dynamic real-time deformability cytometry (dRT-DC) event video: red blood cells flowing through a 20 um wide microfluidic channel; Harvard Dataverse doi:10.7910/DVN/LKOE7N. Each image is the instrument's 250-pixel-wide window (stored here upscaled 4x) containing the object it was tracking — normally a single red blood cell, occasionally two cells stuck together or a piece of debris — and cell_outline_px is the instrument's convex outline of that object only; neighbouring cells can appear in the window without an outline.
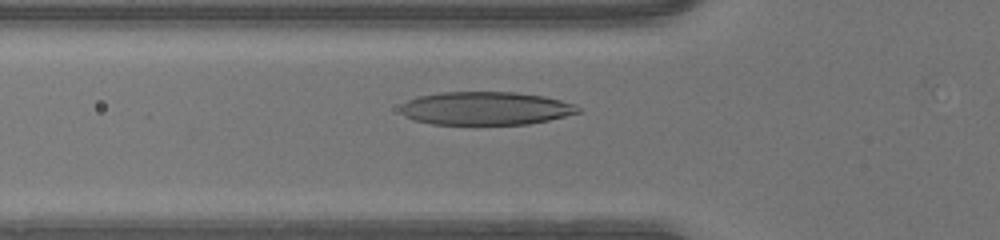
{"species": "human", "species_latin": "Homo sapiens", "temperature_condition": "warm", "stored_images_in_passage": 16, "camera_frame_rate_fps": 3000, "um_per_image_px": 0.085, "donor": {"sex": "male"}, "frame": {"image": 1, "passage_image": 9, "time_ms": 2.667, "image_size_px": [1000, 240], "cell_outline_px": [[580, 112], [548, 120], [528, 124], [432, 124], [412, 120], [404, 116], [400, 112], [400, 108], [408, 100], [420, 96], [440, 92], [516, 92], [544, 96], [576, 104], [580, 108]], "centroid_in_image_um": [41.27, 9.21], "position_along_channel_um": 84.5, "area_um2": 34.39}}
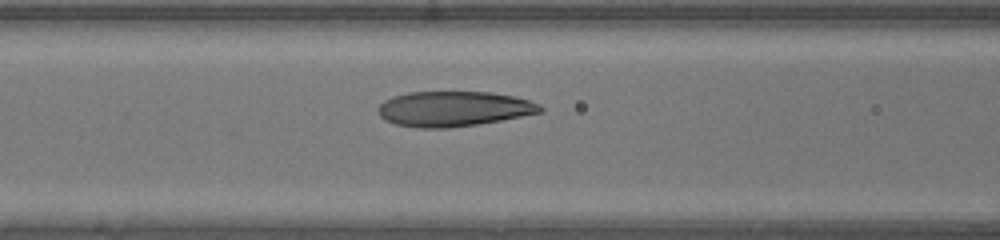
{"frame": {"image": 2, "passage_image": 12, "time_ms": 3.667, "image_size_px": [1000, 240], "cell_outline_px": [[544, 112], [500, 120], [476, 124], [448, 128], [416, 128], [396, 124], [384, 120], [376, 112], [376, 108], [384, 100], [392, 96], [408, 92], [492, 92], [512, 96], [528, 100], [540, 104], [544, 108]], "centroid_in_image_um": [38.52, 9.25], "position_along_channel_um": 128.1, "area_um2": 33.41}}
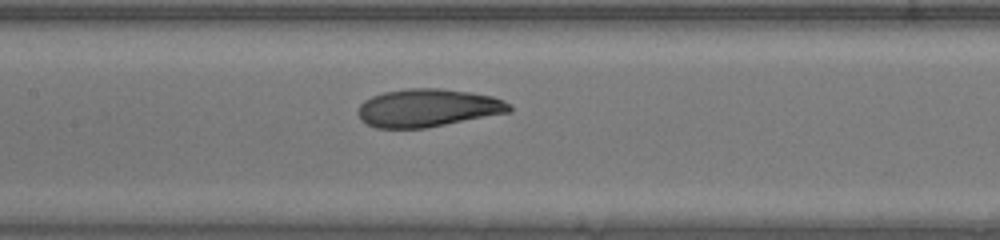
{"frame": {"image": 3, "passage_image": 15, "time_ms": 4.667, "image_size_px": [1000, 240], "cell_outline_px": [[512, 112], [424, 128], [376, 128], [360, 120], [356, 112], [360, 104], [364, 100], [372, 96], [384, 92], [408, 88], [440, 88], [472, 92], [492, 96], [504, 100], [512, 104]], "centroid_in_image_um": [36.37, 9.17], "position_along_channel_um": 171.0, "area_um2": 33.76}}